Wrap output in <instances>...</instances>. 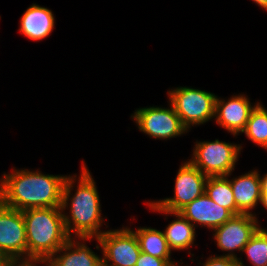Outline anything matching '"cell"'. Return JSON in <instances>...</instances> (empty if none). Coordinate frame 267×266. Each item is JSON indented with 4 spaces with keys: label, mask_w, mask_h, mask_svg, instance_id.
<instances>
[{
    "label": "cell",
    "mask_w": 267,
    "mask_h": 266,
    "mask_svg": "<svg viewBox=\"0 0 267 266\" xmlns=\"http://www.w3.org/2000/svg\"><path fill=\"white\" fill-rule=\"evenodd\" d=\"M66 178V175L44 174L29 169L4 172L0 178V202L20 211L61 207Z\"/></svg>",
    "instance_id": "1"
},
{
    "label": "cell",
    "mask_w": 267,
    "mask_h": 266,
    "mask_svg": "<svg viewBox=\"0 0 267 266\" xmlns=\"http://www.w3.org/2000/svg\"><path fill=\"white\" fill-rule=\"evenodd\" d=\"M81 167L78 179L76 174L68 175L64 183L61 208L65 228L69 237L74 235L76 238H98L105 232L100 230L105 221L101 216L100 197L96 183L84 161ZM77 180L78 184L74 190ZM73 190L75 193L71 194ZM67 208L69 215L65 213Z\"/></svg>",
    "instance_id": "2"
},
{
    "label": "cell",
    "mask_w": 267,
    "mask_h": 266,
    "mask_svg": "<svg viewBox=\"0 0 267 266\" xmlns=\"http://www.w3.org/2000/svg\"><path fill=\"white\" fill-rule=\"evenodd\" d=\"M26 225L27 263L42 265L70 238L61 207L22 211Z\"/></svg>",
    "instance_id": "3"
},
{
    "label": "cell",
    "mask_w": 267,
    "mask_h": 266,
    "mask_svg": "<svg viewBox=\"0 0 267 266\" xmlns=\"http://www.w3.org/2000/svg\"><path fill=\"white\" fill-rule=\"evenodd\" d=\"M188 161L207 177L231 175L241 154L240 144L215 141H196Z\"/></svg>",
    "instance_id": "4"
},
{
    "label": "cell",
    "mask_w": 267,
    "mask_h": 266,
    "mask_svg": "<svg viewBox=\"0 0 267 266\" xmlns=\"http://www.w3.org/2000/svg\"><path fill=\"white\" fill-rule=\"evenodd\" d=\"M167 92L169 102L188 131L191 126H199L215 118L217 95L192 87H177Z\"/></svg>",
    "instance_id": "5"
},
{
    "label": "cell",
    "mask_w": 267,
    "mask_h": 266,
    "mask_svg": "<svg viewBox=\"0 0 267 266\" xmlns=\"http://www.w3.org/2000/svg\"><path fill=\"white\" fill-rule=\"evenodd\" d=\"M96 249H101L103 266H135L141 253L138 239L129 227L105 230L98 238ZM99 245V246H98Z\"/></svg>",
    "instance_id": "6"
},
{
    "label": "cell",
    "mask_w": 267,
    "mask_h": 266,
    "mask_svg": "<svg viewBox=\"0 0 267 266\" xmlns=\"http://www.w3.org/2000/svg\"><path fill=\"white\" fill-rule=\"evenodd\" d=\"M0 254L11 264L27 263L26 225L22 211L0 202Z\"/></svg>",
    "instance_id": "7"
},
{
    "label": "cell",
    "mask_w": 267,
    "mask_h": 266,
    "mask_svg": "<svg viewBox=\"0 0 267 266\" xmlns=\"http://www.w3.org/2000/svg\"><path fill=\"white\" fill-rule=\"evenodd\" d=\"M259 228L256 213L234 215L223 225L213 229V239L217 243V248L227 252L221 256L234 258L238 260V266H245L242 258H238L234 251L239 250L242 253L244 246Z\"/></svg>",
    "instance_id": "8"
},
{
    "label": "cell",
    "mask_w": 267,
    "mask_h": 266,
    "mask_svg": "<svg viewBox=\"0 0 267 266\" xmlns=\"http://www.w3.org/2000/svg\"><path fill=\"white\" fill-rule=\"evenodd\" d=\"M169 107L150 106L138 108L131 115V118L138 126V129L149 137L161 140L176 138L187 133L188 130L182 125L170 102Z\"/></svg>",
    "instance_id": "9"
},
{
    "label": "cell",
    "mask_w": 267,
    "mask_h": 266,
    "mask_svg": "<svg viewBox=\"0 0 267 266\" xmlns=\"http://www.w3.org/2000/svg\"><path fill=\"white\" fill-rule=\"evenodd\" d=\"M207 176L189 161L182 163L177 172L174 197L153 201L159 208L170 212H179L188 203L205 193Z\"/></svg>",
    "instance_id": "10"
},
{
    "label": "cell",
    "mask_w": 267,
    "mask_h": 266,
    "mask_svg": "<svg viewBox=\"0 0 267 266\" xmlns=\"http://www.w3.org/2000/svg\"><path fill=\"white\" fill-rule=\"evenodd\" d=\"M249 99L245 94L231 96L227 101L217 96L215 101L216 123L233 136L242 134L252 110L259 103L256 102L255 105H252Z\"/></svg>",
    "instance_id": "11"
},
{
    "label": "cell",
    "mask_w": 267,
    "mask_h": 266,
    "mask_svg": "<svg viewBox=\"0 0 267 266\" xmlns=\"http://www.w3.org/2000/svg\"><path fill=\"white\" fill-rule=\"evenodd\" d=\"M179 213L195 228L199 224L200 227H207L211 231L234 216L228 209L216 204L205 193L188 203Z\"/></svg>",
    "instance_id": "12"
},
{
    "label": "cell",
    "mask_w": 267,
    "mask_h": 266,
    "mask_svg": "<svg viewBox=\"0 0 267 266\" xmlns=\"http://www.w3.org/2000/svg\"><path fill=\"white\" fill-rule=\"evenodd\" d=\"M91 240H94V238L70 237L68 241L44 263V265L103 266L102 256L97 255V253L93 252V250L85 244V241L91 242Z\"/></svg>",
    "instance_id": "13"
},
{
    "label": "cell",
    "mask_w": 267,
    "mask_h": 266,
    "mask_svg": "<svg viewBox=\"0 0 267 266\" xmlns=\"http://www.w3.org/2000/svg\"><path fill=\"white\" fill-rule=\"evenodd\" d=\"M230 180L237 209L242 214L254 215L251 211L261 200V180L259 171L251 170L248 173ZM251 210V211H250Z\"/></svg>",
    "instance_id": "14"
},
{
    "label": "cell",
    "mask_w": 267,
    "mask_h": 266,
    "mask_svg": "<svg viewBox=\"0 0 267 266\" xmlns=\"http://www.w3.org/2000/svg\"><path fill=\"white\" fill-rule=\"evenodd\" d=\"M151 211L162 213L165 216L172 215L175 219L163 230L169 248L174 250H190L194 245L196 228L179 212H170L159 208L153 201L147 202Z\"/></svg>",
    "instance_id": "15"
},
{
    "label": "cell",
    "mask_w": 267,
    "mask_h": 266,
    "mask_svg": "<svg viewBox=\"0 0 267 266\" xmlns=\"http://www.w3.org/2000/svg\"><path fill=\"white\" fill-rule=\"evenodd\" d=\"M55 26L53 12L38 4L30 5L20 18V34L33 41L47 38Z\"/></svg>",
    "instance_id": "16"
},
{
    "label": "cell",
    "mask_w": 267,
    "mask_h": 266,
    "mask_svg": "<svg viewBox=\"0 0 267 266\" xmlns=\"http://www.w3.org/2000/svg\"><path fill=\"white\" fill-rule=\"evenodd\" d=\"M138 239L141 252L161 259H171V249L163 231L151 227H139L133 231Z\"/></svg>",
    "instance_id": "17"
},
{
    "label": "cell",
    "mask_w": 267,
    "mask_h": 266,
    "mask_svg": "<svg viewBox=\"0 0 267 266\" xmlns=\"http://www.w3.org/2000/svg\"><path fill=\"white\" fill-rule=\"evenodd\" d=\"M227 176L208 177L205 183V194L216 204L228 209L233 215L242 214L236 207L234 194Z\"/></svg>",
    "instance_id": "18"
},
{
    "label": "cell",
    "mask_w": 267,
    "mask_h": 266,
    "mask_svg": "<svg viewBox=\"0 0 267 266\" xmlns=\"http://www.w3.org/2000/svg\"><path fill=\"white\" fill-rule=\"evenodd\" d=\"M242 133L256 145L267 150V109L261 102L252 110Z\"/></svg>",
    "instance_id": "19"
},
{
    "label": "cell",
    "mask_w": 267,
    "mask_h": 266,
    "mask_svg": "<svg viewBox=\"0 0 267 266\" xmlns=\"http://www.w3.org/2000/svg\"><path fill=\"white\" fill-rule=\"evenodd\" d=\"M243 252L253 266H267V230L260 227L244 246Z\"/></svg>",
    "instance_id": "20"
},
{
    "label": "cell",
    "mask_w": 267,
    "mask_h": 266,
    "mask_svg": "<svg viewBox=\"0 0 267 266\" xmlns=\"http://www.w3.org/2000/svg\"><path fill=\"white\" fill-rule=\"evenodd\" d=\"M172 260L153 257L150 254L141 252L135 266H180L176 260Z\"/></svg>",
    "instance_id": "21"
},
{
    "label": "cell",
    "mask_w": 267,
    "mask_h": 266,
    "mask_svg": "<svg viewBox=\"0 0 267 266\" xmlns=\"http://www.w3.org/2000/svg\"><path fill=\"white\" fill-rule=\"evenodd\" d=\"M202 264L203 266H238V260L226 256L214 255L210 256Z\"/></svg>",
    "instance_id": "22"
},
{
    "label": "cell",
    "mask_w": 267,
    "mask_h": 266,
    "mask_svg": "<svg viewBox=\"0 0 267 266\" xmlns=\"http://www.w3.org/2000/svg\"><path fill=\"white\" fill-rule=\"evenodd\" d=\"M260 180H261V192H267V173L262 177L260 176Z\"/></svg>",
    "instance_id": "23"
},
{
    "label": "cell",
    "mask_w": 267,
    "mask_h": 266,
    "mask_svg": "<svg viewBox=\"0 0 267 266\" xmlns=\"http://www.w3.org/2000/svg\"><path fill=\"white\" fill-rule=\"evenodd\" d=\"M260 203L263 205L265 210L267 209V192H261V200Z\"/></svg>",
    "instance_id": "24"
},
{
    "label": "cell",
    "mask_w": 267,
    "mask_h": 266,
    "mask_svg": "<svg viewBox=\"0 0 267 266\" xmlns=\"http://www.w3.org/2000/svg\"><path fill=\"white\" fill-rule=\"evenodd\" d=\"M252 1L258 4V6H260L261 8L267 10V0H252Z\"/></svg>",
    "instance_id": "25"
},
{
    "label": "cell",
    "mask_w": 267,
    "mask_h": 266,
    "mask_svg": "<svg viewBox=\"0 0 267 266\" xmlns=\"http://www.w3.org/2000/svg\"><path fill=\"white\" fill-rule=\"evenodd\" d=\"M11 263L2 255L0 254V266H10Z\"/></svg>",
    "instance_id": "26"
},
{
    "label": "cell",
    "mask_w": 267,
    "mask_h": 266,
    "mask_svg": "<svg viewBox=\"0 0 267 266\" xmlns=\"http://www.w3.org/2000/svg\"><path fill=\"white\" fill-rule=\"evenodd\" d=\"M39 263H14L10 266H38Z\"/></svg>",
    "instance_id": "27"
}]
</instances>
